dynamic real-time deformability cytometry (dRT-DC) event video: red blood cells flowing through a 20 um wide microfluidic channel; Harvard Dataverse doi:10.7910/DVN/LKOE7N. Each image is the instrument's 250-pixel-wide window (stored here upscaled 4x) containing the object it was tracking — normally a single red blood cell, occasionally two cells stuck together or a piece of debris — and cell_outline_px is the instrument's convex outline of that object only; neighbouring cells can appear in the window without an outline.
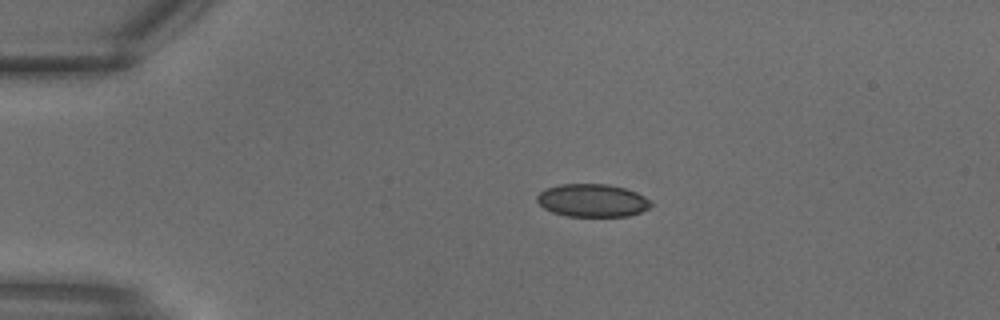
{"species": "common noctule bat (a hibernating species)", "species_latin": "Nyctalus noctula", "temperature_condition": "warm", "stored_images_in_passage": 24, "camera_frame_rate_fps": 3000, "um_per_image_px": 0.085, "animal": {"sex": "male", "body_mass_g": 18.8}, "frame": {"image": 1, "passage_image": 1, "time_ms": 0.0, "image_size_px": [1000, 320], "cell_outline_px": [[652, 204], [648, 208], [640, 212], [628, 216], [568, 216], [552, 212], [544, 208], [536, 200], [536, 196], [544, 188], [560, 184], [608, 184], [624, 188], [636, 192], [644, 196]], "centroid_in_image_um": [50.32, 17.03], "position_along_channel_um": 34.7, "area_um2": 21.79}}
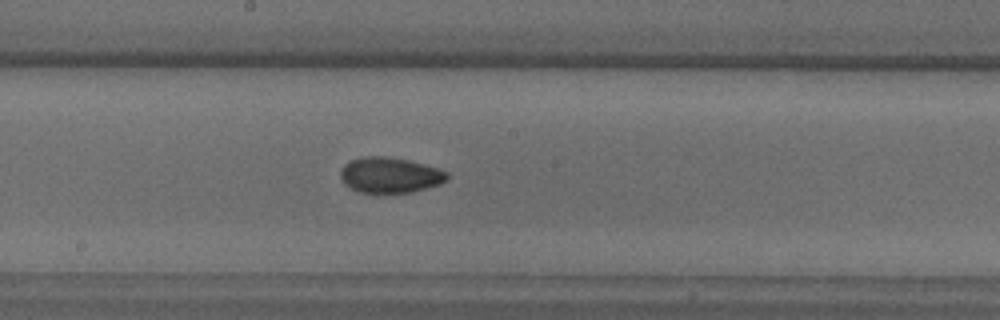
{"frame": {"image": 2, "passage_image": 11, "time_ms": 3.333, "image_size_px": [1000, 320], "cell_outline_px": [[448, 180], [440, 184], [412, 192], [360, 192], [344, 184], [340, 176], [340, 172], [344, 164], [352, 160], [364, 156], [384, 156], [408, 160], [436, 168], [448, 172]], "centroid_in_image_um": [33.14, 14.88], "position_along_channel_um": 215.1, "area_um2": 21.85}}